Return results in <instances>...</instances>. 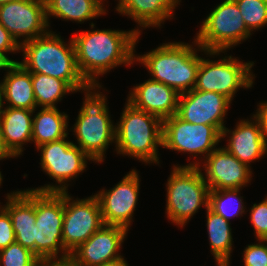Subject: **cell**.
I'll list each match as a JSON object with an SVG mask.
<instances>
[{
	"mask_svg": "<svg viewBox=\"0 0 267 266\" xmlns=\"http://www.w3.org/2000/svg\"><path fill=\"white\" fill-rule=\"evenodd\" d=\"M94 30L80 32L72 37L77 65L81 75L89 84H99L96 79L112 68L131 66L135 58V47L141 30Z\"/></svg>",
	"mask_w": 267,
	"mask_h": 266,
	"instance_id": "1",
	"label": "cell"
},
{
	"mask_svg": "<svg viewBox=\"0 0 267 266\" xmlns=\"http://www.w3.org/2000/svg\"><path fill=\"white\" fill-rule=\"evenodd\" d=\"M195 45L184 42L163 43L143 55H135L134 61L143 64L152 80L172 87L178 94L194 89L201 58L197 50L209 56L219 55L221 51H206L194 39ZM197 46L196 48H194ZM196 49V50H195Z\"/></svg>",
	"mask_w": 267,
	"mask_h": 266,
	"instance_id": "2",
	"label": "cell"
},
{
	"mask_svg": "<svg viewBox=\"0 0 267 266\" xmlns=\"http://www.w3.org/2000/svg\"><path fill=\"white\" fill-rule=\"evenodd\" d=\"M47 34L21 44L23 61L19 62L28 72L40 73L65 81L75 92L89 83L81 75L73 40L68 44L59 34Z\"/></svg>",
	"mask_w": 267,
	"mask_h": 266,
	"instance_id": "3",
	"label": "cell"
},
{
	"mask_svg": "<svg viewBox=\"0 0 267 266\" xmlns=\"http://www.w3.org/2000/svg\"><path fill=\"white\" fill-rule=\"evenodd\" d=\"M101 87L100 83L89 84L82 90L85 91L83 105L72 128L79 145L73 144L97 163L104 162L106 150L115 143L116 126L110 119L106 94L99 91Z\"/></svg>",
	"mask_w": 267,
	"mask_h": 266,
	"instance_id": "4",
	"label": "cell"
},
{
	"mask_svg": "<svg viewBox=\"0 0 267 266\" xmlns=\"http://www.w3.org/2000/svg\"><path fill=\"white\" fill-rule=\"evenodd\" d=\"M163 120L134 107L126 100L120 121L115 126L117 154L159 165L158 147H162Z\"/></svg>",
	"mask_w": 267,
	"mask_h": 266,
	"instance_id": "5",
	"label": "cell"
},
{
	"mask_svg": "<svg viewBox=\"0 0 267 266\" xmlns=\"http://www.w3.org/2000/svg\"><path fill=\"white\" fill-rule=\"evenodd\" d=\"M201 164L198 160L188 165L173 166L166 183L167 218L181 228L189 222L191 216L201 206L209 207L210 188L204 180Z\"/></svg>",
	"mask_w": 267,
	"mask_h": 266,
	"instance_id": "6",
	"label": "cell"
},
{
	"mask_svg": "<svg viewBox=\"0 0 267 266\" xmlns=\"http://www.w3.org/2000/svg\"><path fill=\"white\" fill-rule=\"evenodd\" d=\"M35 216V255L45 265L67 264L70 253L62 240L64 192L35 191Z\"/></svg>",
	"mask_w": 267,
	"mask_h": 266,
	"instance_id": "7",
	"label": "cell"
},
{
	"mask_svg": "<svg viewBox=\"0 0 267 266\" xmlns=\"http://www.w3.org/2000/svg\"><path fill=\"white\" fill-rule=\"evenodd\" d=\"M240 10L234 0H224L202 22L195 41L206 51L226 50L250 37Z\"/></svg>",
	"mask_w": 267,
	"mask_h": 266,
	"instance_id": "8",
	"label": "cell"
},
{
	"mask_svg": "<svg viewBox=\"0 0 267 266\" xmlns=\"http://www.w3.org/2000/svg\"><path fill=\"white\" fill-rule=\"evenodd\" d=\"M253 65L254 62L244 63L232 55L216 61L201 58L194 89L217 92L233 101L238 89L253 86Z\"/></svg>",
	"mask_w": 267,
	"mask_h": 266,
	"instance_id": "9",
	"label": "cell"
},
{
	"mask_svg": "<svg viewBox=\"0 0 267 266\" xmlns=\"http://www.w3.org/2000/svg\"><path fill=\"white\" fill-rule=\"evenodd\" d=\"M36 149L41 151L42 170L59 185L46 184L39 188H31L37 192H66L67 183L85 170L87 160L92 161L78 146L66 138L45 143Z\"/></svg>",
	"mask_w": 267,
	"mask_h": 266,
	"instance_id": "10",
	"label": "cell"
},
{
	"mask_svg": "<svg viewBox=\"0 0 267 266\" xmlns=\"http://www.w3.org/2000/svg\"><path fill=\"white\" fill-rule=\"evenodd\" d=\"M221 139V133L212 125L189 123L176 114L163 120L162 147L169 150L206 158Z\"/></svg>",
	"mask_w": 267,
	"mask_h": 266,
	"instance_id": "11",
	"label": "cell"
},
{
	"mask_svg": "<svg viewBox=\"0 0 267 266\" xmlns=\"http://www.w3.org/2000/svg\"><path fill=\"white\" fill-rule=\"evenodd\" d=\"M103 225L100 204L95 195L74 200L68 191L64 192L62 240L69 253L87 241Z\"/></svg>",
	"mask_w": 267,
	"mask_h": 266,
	"instance_id": "12",
	"label": "cell"
},
{
	"mask_svg": "<svg viewBox=\"0 0 267 266\" xmlns=\"http://www.w3.org/2000/svg\"><path fill=\"white\" fill-rule=\"evenodd\" d=\"M0 23L20 45L47 34L50 29L45 0H17L0 5Z\"/></svg>",
	"mask_w": 267,
	"mask_h": 266,
	"instance_id": "13",
	"label": "cell"
},
{
	"mask_svg": "<svg viewBox=\"0 0 267 266\" xmlns=\"http://www.w3.org/2000/svg\"><path fill=\"white\" fill-rule=\"evenodd\" d=\"M135 169L127 173L113 188L94 194L100 204L104 225L121 226L129 230L140 189Z\"/></svg>",
	"mask_w": 267,
	"mask_h": 266,
	"instance_id": "14",
	"label": "cell"
},
{
	"mask_svg": "<svg viewBox=\"0 0 267 266\" xmlns=\"http://www.w3.org/2000/svg\"><path fill=\"white\" fill-rule=\"evenodd\" d=\"M230 104L217 92L192 89L179 95L176 115L189 123L212 125L222 133Z\"/></svg>",
	"mask_w": 267,
	"mask_h": 266,
	"instance_id": "15",
	"label": "cell"
},
{
	"mask_svg": "<svg viewBox=\"0 0 267 266\" xmlns=\"http://www.w3.org/2000/svg\"><path fill=\"white\" fill-rule=\"evenodd\" d=\"M128 230L121 226L103 225L87 241L70 253L67 266H101L122 256L118 254Z\"/></svg>",
	"mask_w": 267,
	"mask_h": 266,
	"instance_id": "16",
	"label": "cell"
},
{
	"mask_svg": "<svg viewBox=\"0 0 267 266\" xmlns=\"http://www.w3.org/2000/svg\"><path fill=\"white\" fill-rule=\"evenodd\" d=\"M203 164L205 170L203 177L210 190H242V187H246L251 181L253 174L251 167L240 162L224 147L212 151Z\"/></svg>",
	"mask_w": 267,
	"mask_h": 266,
	"instance_id": "17",
	"label": "cell"
},
{
	"mask_svg": "<svg viewBox=\"0 0 267 266\" xmlns=\"http://www.w3.org/2000/svg\"><path fill=\"white\" fill-rule=\"evenodd\" d=\"M252 117L250 121L242 119L237 122L232 131L224 127L221 133L223 139L229 134L228 144L224 148L249 167L251 162L260 160L267 153V138L263 135L259 121Z\"/></svg>",
	"mask_w": 267,
	"mask_h": 266,
	"instance_id": "18",
	"label": "cell"
},
{
	"mask_svg": "<svg viewBox=\"0 0 267 266\" xmlns=\"http://www.w3.org/2000/svg\"><path fill=\"white\" fill-rule=\"evenodd\" d=\"M6 199L3 208L11 217L15 241L35 254V191H13L7 194Z\"/></svg>",
	"mask_w": 267,
	"mask_h": 266,
	"instance_id": "19",
	"label": "cell"
},
{
	"mask_svg": "<svg viewBox=\"0 0 267 266\" xmlns=\"http://www.w3.org/2000/svg\"><path fill=\"white\" fill-rule=\"evenodd\" d=\"M127 101L134 107L164 120L176 114L179 95L164 83L146 80L130 90Z\"/></svg>",
	"mask_w": 267,
	"mask_h": 266,
	"instance_id": "20",
	"label": "cell"
},
{
	"mask_svg": "<svg viewBox=\"0 0 267 266\" xmlns=\"http://www.w3.org/2000/svg\"><path fill=\"white\" fill-rule=\"evenodd\" d=\"M7 70L1 85V104L7 102L6 107L25 108L37 110L34 97L32 73L28 72L19 62L7 64L3 68Z\"/></svg>",
	"mask_w": 267,
	"mask_h": 266,
	"instance_id": "21",
	"label": "cell"
},
{
	"mask_svg": "<svg viewBox=\"0 0 267 266\" xmlns=\"http://www.w3.org/2000/svg\"><path fill=\"white\" fill-rule=\"evenodd\" d=\"M36 110L1 106L0 128L8 150L19 157L23 145L32 142L33 113Z\"/></svg>",
	"mask_w": 267,
	"mask_h": 266,
	"instance_id": "22",
	"label": "cell"
},
{
	"mask_svg": "<svg viewBox=\"0 0 267 266\" xmlns=\"http://www.w3.org/2000/svg\"><path fill=\"white\" fill-rule=\"evenodd\" d=\"M181 0H119L116 11L126 15L143 28L161 27L173 19V11Z\"/></svg>",
	"mask_w": 267,
	"mask_h": 266,
	"instance_id": "23",
	"label": "cell"
},
{
	"mask_svg": "<svg viewBox=\"0 0 267 266\" xmlns=\"http://www.w3.org/2000/svg\"><path fill=\"white\" fill-rule=\"evenodd\" d=\"M105 0H45L47 21L49 17L84 23L106 14Z\"/></svg>",
	"mask_w": 267,
	"mask_h": 266,
	"instance_id": "24",
	"label": "cell"
},
{
	"mask_svg": "<svg viewBox=\"0 0 267 266\" xmlns=\"http://www.w3.org/2000/svg\"><path fill=\"white\" fill-rule=\"evenodd\" d=\"M32 124V141L36 148L49 142L68 137V115L58 108H41L34 114Z\"/></svg>",
	"mask_w": 267,
	"mask_h": 266,
	"instance_id": "25",
	"label": "cell"
},
{
	"mask_svg": "<svg viewBox=\"0 0 267 266\" xmlns=\"http://www.w3.org/2000/svg\"><path fill=\"white\" fill-rule=\"evenodd\" d=\"M208 240L217 266H229L232 252V229L229 221L206 208Z\"/></svg>",
	"mask_w": 267,
	"mask_h": 266,
	"instance_id": "26",
	"label": "cell"
},
{
	"mask_svg": "<svg viewBox=\"0 0 267 266\" xmlns=\"http://www.w3.org/2000/svg\"><path fill=\"white\" fill-rule=\"evenodd\" d=\"M32 84L37 107L41 108H56V103L60 102L63 96L75 93L62 79L40 73H32Z\"/></svg>",
	"mask_w": 267,
	"mask_h": 266,
	"instance_id": "27",
	"label": "cell"
},
{
	"mask_svg": "<svg viewBox=\"0 0 267 266\" xmlns=\"http://www.w3.org/2000/svg\"><path fill=\"white\" fill-rule=\"evenodd\" d=\"M239 193L240 189L210 190L209 208L227 221L231 217H241L246 212L245 203Z\"/></svg>",
	"mask_w": 267,
	"mask_h": 266,
	"instance_id": "28",
	"label": "cell"
},
{
	"mask_svg": "<svg viewBox=\"0 0 267 266\" xmlns=\"http://www.w3.org/2000/svg\"><path fill=\"white\" fill-rule=\"evenodd\" d=\"M250 32L267 24V0H234Z\"/></svg>",
	"mask_w": 267,
	"mask_h": 266,
	"instance_id": "29",
	"label": "cell"
},
{
	"mask_svg": "<svg viewBox=\"0 0 267 266\" xmlns=\"http://www.w3.org/2000/svg\"><path fill=\"white\" fill-rule=\"evenodd\" d=\"M1 266H44L45 264L30 250L21 244L11 243L0 250Z\"/></svg>",
	"mask_w": 267,
	"mask_h": 266,
	"instance_id": "30",
	"label": "cell"
},
{
	"mask_svg": "<svg viewBox=\"0 0 267 266\" xmlns=\"http://www.w3.org/2000/svg\"><path fill=\"white\" fill-rule=\"evenodd\" d=\"M250 221L257 240H267V197L259 204H253L250 211Z\"/></svg>",
	"mask_w": 267,
	"mask_h": 266,
	"instance_id": "31",
	"label": "cell"
},
{
	"mask_svg": "<svg viewBox=\"0 0 267 266\" xmlns=\"http://www.w3.org/2000/svg\"><path fill=\"white\" fill-rule=\"evenodd\" d=\"M247 245L243 251L244 266H267V240Z\"/></svg>",
	"mask_w": 267,
	"mask_h": 266,
	"instance_id": "32",
	"label": "cell"
},
{
	"mask_svg": "<svg viewBox=\"0 0 267 266\" xmlns=\"http://www.w3.org/2000/svg\"><path fill=\"white\" fill-rule=\"evenodd\" d=\"M21 48L5 27L0 23V59L7 64H14L19 61H14L7 56V53H16ZM6 53V54H5Z\"/></svg>",
	"mask_w": 267,
	"mask_h": 266,
	"instance_id": "33",
	"label": "cell"
},
{
	"mask_svg": "<svg viewBox=\"0 0 267 266\" xmlns=\"http://www.w3.org/2000/svg\"><path fill=\"white\" fill-rule=\"evenodd\" d=\"M15 242V234L12 220L9 213L2 207L0 208V250L8 247Z\"/></svg>",
	"mask_w": 267,
	"mask_h": 266,
	"instance_id": "34",
	"label": "cell"
},
{
	"mask_svg": "<svg viewBox=\"0 0 267 266\" xmlns=\"http://www.w3.org/2000/svg\"><path fill=\"white\" fill-rule=\"evenodd\" d=\"M257 112L253 116L259 121L263 135L267 138V101L257 105Z\"/></svg>",
	"mask_w": 267,
	"mask_h": 266,
	"instance_id": "35",
	"label": "cell"
},
{
	"mask_svg": "<svg viewBox=\"0 0 267 266\" xmlns=\"http://www.w3.org/2000/svg\"><path fill=\"white\" fill-rule=\"evenodd\" d=\"M15 157L6 147L5 142H4V138L1 132V128H0V160H5L7 158H13Z\"/></svg>",
	"mask_w": 267,
	"mask_h": 266,
	"instance_id": "36",
	"label": "cell"
},
{
	"mask_svg": "<svg viewBox=\"0 0 267 266\" xmlns=\"http://www.w3.org/2000/svg\"><path fill=\"white\" fill-rule=\"evenodd\" d=\"M129 264L127 263V261L123 258V256L121 258H118L114 261H110L107 262L101 266H128Z\"/></svg>",
	"mask_w": 267,
	"mask_h": 266,
	"instance_id": "37",
	"label": "cell"
},
{
	"mask_svg": "<svg viewBox=\"0 0 267 266\" xmlns=\"http://www.w3.org/2000/svg\"><path fill=\"white\" fill-rule=\"evenodd\" d=\"M17 1V0H0V5L6 4L8 2Z\"/></svg>",
	"mask_w": 267,
	"mask_h": 266,
	"instance_id": "38",
	"label": "cell"
},
{
	"mask_svg": "<svg viewBox=\"0 0 267 266\" xmlns=\"http://www.w3.org/2000/svg\"><path fill=\"white\" fill-rule=\"evenodd\" d=\"M44 266H67L66 264H46Z\"/></svg>",
	"mask_w": 267,
	"mask_h": 266,
	"instance_id": "39",
	"label": "cell"
},
{
	"mask_svg": "<svg viewBox=\"0 0 267 266\" xmlns=\"http://www.w3.org/2000/svg\"><path fill=\"white\" fill-rule=\"evenodd\" d=\"M6 64L0 59V70L4 68Z\"/></svg>",
	"mask_w": 267,
	"mask_h": 266,
	"instance_id": "40",
	"label": "cell"
},
{
	"mask_svg": "<svg viewBox=\"0 0 267 266\" xmlns=\"http://www.w3.org/2000/svg\"><path fill=\"white\" fill-rule=\"evenodd\" d=\"M2 181H3V176H2L1 171H0V185H2Z\"/></svg>",
	"mask_w": 267,
	"mask_h": 266,
	"instance_id": "41",
	"label": "cell"
},
{
	"mask_svg": "<svg viewBox=\"0 0 267 266\" xmlns=\"http://www.w3.org/2000/svg\"><path fill=\"white\" fill-rule=\"evenodd\" d=\"M1 106L2 104H1V85H0V110H1Z\"/></svg>",
	"mask_w": 267,
	"mask_h": 266,
	"instance_id": "42",
	"label": "cell"
}]
</instances>
